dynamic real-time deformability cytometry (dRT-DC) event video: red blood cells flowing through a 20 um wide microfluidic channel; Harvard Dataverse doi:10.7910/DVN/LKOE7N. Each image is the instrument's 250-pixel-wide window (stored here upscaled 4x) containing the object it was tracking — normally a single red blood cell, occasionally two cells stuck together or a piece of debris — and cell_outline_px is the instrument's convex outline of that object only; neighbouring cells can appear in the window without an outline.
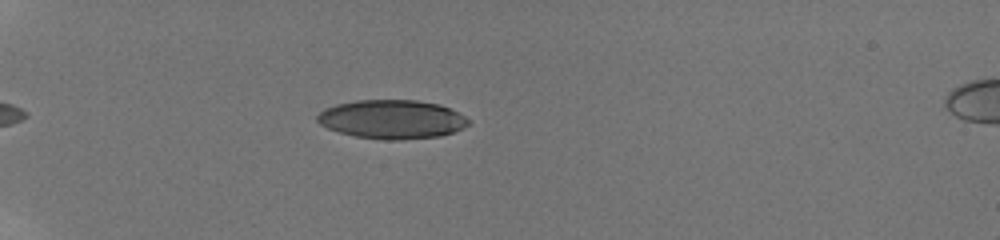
{"species": "human", "species_latin": "Homo sapiens", "temperature_condition": "room temperature", "stored_images_in_passage": 11, "camera_frame_rate_fps": 3000, "um_per_image_px": 0.085, "donor": {"sex": "male"}, "frame": {"image": 1, "passage_image": 5, "time_ms": 3.0, "image_size_px": [1000, 240], "cell_outline_px": [[468, 124], [464, 128], [440, 136], [396, 140], [384, 140], [356, 136], [340, 132], [328, 128], [320, 124], [316, 120], [316, 116], [324, 108], [336, 104], [356, 100], [416, 100], [440, 104], [464, 116], [468, 120]], "centroid_in_image_um": [33.28, 10.13], "position_along_channel_um": 51.7, "area_um2": 34.1}}
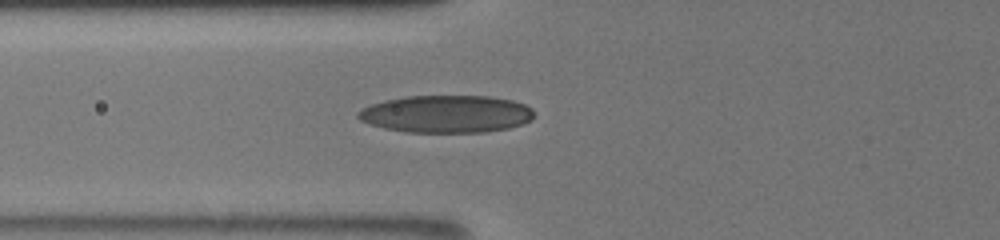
{"frame": {"image": 2, "passage_image": 8, "time_ms": 5.0, "image_size_px": [1000, 240], "cell_outline_px": [[532, 120], [524, 124], [508, 128], [484, 132], [408, 132], [384, 128], [360, 120], [356, 116], [356, 112], [372, 104], [388, 100], [408, 96], [488, 96], [512, 100], [524, 104], [532, 108]], "centroid_in_image_um": [37.96, 9.69], "position_along_channel_um": 87.8, "area_um2": 38.21}}
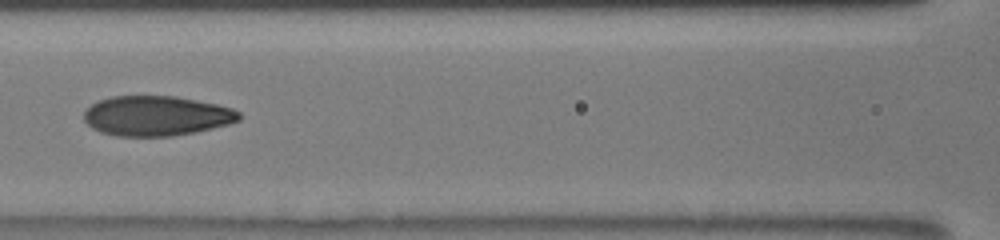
{"frame": {"image": 3, "passage_image": 10, "time_ms": 6.667, "image_size_px": [1000, 240], "cell_outline_px": [[240, 120], [228, 124], [196, 132], [172, 136], [116, 136], [100, 132], [92, 128], [84, 120], [84, 112], [96, 100], [112, 96], [176, 96], [216, 104], [232, 108], [240, 112]], "centroid_in_image_um": [13.28, 9.85], "position_along_channel_um": 153.3, "area_um2": 36.18}}